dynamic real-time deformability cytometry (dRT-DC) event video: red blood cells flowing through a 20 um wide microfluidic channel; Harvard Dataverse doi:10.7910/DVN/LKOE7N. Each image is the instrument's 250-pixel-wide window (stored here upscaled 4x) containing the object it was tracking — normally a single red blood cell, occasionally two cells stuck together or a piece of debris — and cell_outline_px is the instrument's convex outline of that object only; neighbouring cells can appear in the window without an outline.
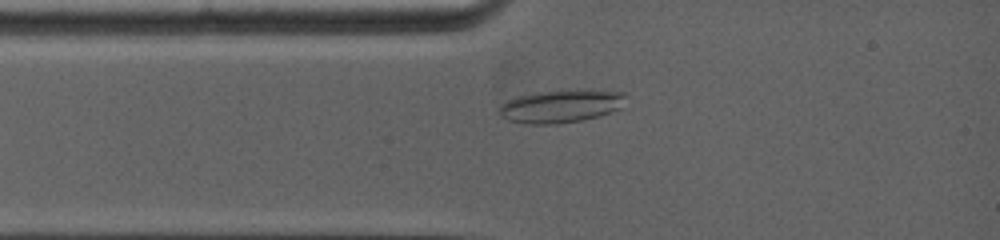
{"species": "common noctule bat (a hibernating species)", "species_latin": "Nyctalus noctula", "temperature_condition": "warm", "stored_images_in_passage": 42, "camera_frame_rate_fps": 5000, "um_per_image_px": 0.085, "animal": {"sex": "female", "body_mass_g": 19.0, "forearm_length_mm": 53.3}, "frame": {"image": 1, "passage_image": 7, "time_ms": 1.8, "image_size_px": [1000, 240], "cell_outline_px": [[628, 92], [620, 108], [612, 112], [600, 116], [584, 120], [556, 124], [524, 124], [508, 120], [500, 116], [496, 112], [496, 108], [500, 104], [516, 96], [544, 92]], "centroid_in_image_um": [47.58, 9.08], "position_along_channel_um": 37.4, "area_um2": 23.76}}
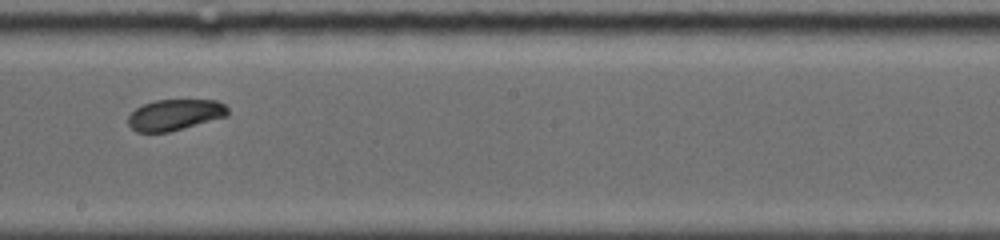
{"frame": {"image": 2, "passage_image": 23, "time_ms": 6.8, "image_size_px": [1000, 240], "cell_outline_px": [[228, 116], [168, 132], [136, 132], [128, 124], [128, 116], [136, 108], [144, 104], [156, 100], [216, 100], [224, 104], [228, 108]], "centroid_in_image_um": [14.87, 9.75], "position_along_channel_um": 233.3, "area_um2": 17.92}}
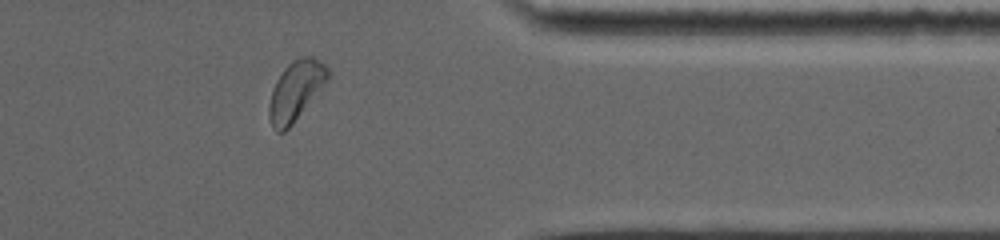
{"frame": {"image": 3, "passage_image": 37, "time_ms": 11.0, "image_size_px": [1000, 240], "cell_outline_px": [[328, 80], [292, 124], [284, 132], [276, 132], [272, 128], [268, 116], [268, 104], [276, 80], [284, 68], [288, 64], [300, 56], [312, 56], [324, 64], [328, 68]], "centroid_in_image_um": [25.11, 7.72], "position_along_channel_um": 386.3, "area_um2": 20.17}, "authors_computed_cell_mechanics": {"area_um2": 19.3052, "velocity_mm_per_s": 3.9531, "shape_relaxation_time_tau1_ms": 2.3992, "shape_relaxation_time_tau2_ms": null, "deformation_change_tau1": 0.0799, "deformation_change_tau2": null}}